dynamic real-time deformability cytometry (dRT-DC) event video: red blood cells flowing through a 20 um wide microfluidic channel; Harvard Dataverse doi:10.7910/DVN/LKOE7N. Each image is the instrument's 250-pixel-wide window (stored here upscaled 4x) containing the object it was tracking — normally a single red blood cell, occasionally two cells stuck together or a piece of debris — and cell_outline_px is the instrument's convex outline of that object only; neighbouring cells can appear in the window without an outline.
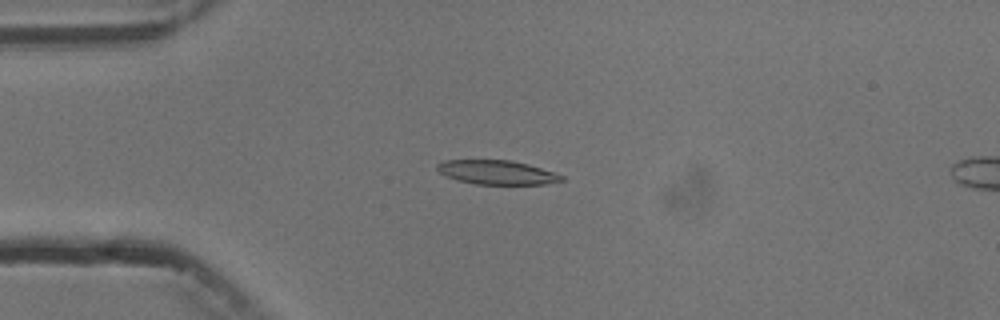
{"species": "common noctule bat (a hibernating species)", "species_latin": "Nyctalus noctula", "temperature_condition": "cold", "stored_images_in_passage": 4, "camera_frame_rate_fps": 3000, "um_per_image_px": 0.085, "animal": {"sex": "male", "body_mass_g": 13.3}, "frame": {"image": 1, "passage_image": 3, "time_ms": 3.333, "image_size_px": [1000, 320], "cell_outline_px": [[564, 180], [544, 184], [476, 184], [456, 180], [440, 172], [436, 168], [436, 164], [444, 160], [508, 160], [528, 164], [564, 176]], "centroid_in_image_um": [42.21, 14.65], "position_along_channel_um": 42.8, "area_um2": 17.28}}